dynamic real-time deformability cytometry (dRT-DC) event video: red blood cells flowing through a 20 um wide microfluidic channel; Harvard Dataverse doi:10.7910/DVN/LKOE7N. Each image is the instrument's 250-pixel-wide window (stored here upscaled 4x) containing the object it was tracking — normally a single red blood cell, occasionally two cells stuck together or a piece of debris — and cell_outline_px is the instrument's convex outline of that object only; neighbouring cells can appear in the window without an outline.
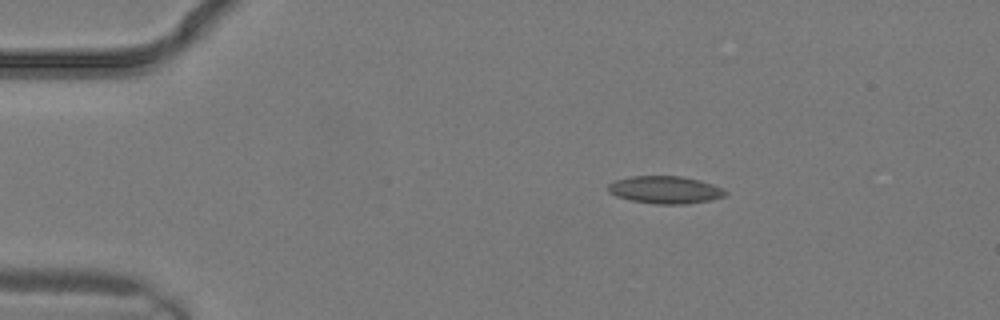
{"species": "common noctule bat (a hibernating species)", "species_latin": "Nyctalus noctula", "temperature_condition": "warm", "stored_images_in_passage": 2, "camera_frame_rate_fps": 3000, "um_per_image_px": 0.085, "animal": {"sex": "male", "body_mass_g": 19.2, "forearm_length_mm": 51.8}, "frame": {"image": 1, "passage_image": 1, "time_ms": 0.0, "image_size_px": [1000, 320], "cell_outline_px": [[728, 192], [724, 196], [712, 200], [688, 204], [656, 204], [632, 200], [616, 196], [608, 192], [608, 184], [616, 180], [632, 176], [680, 176], [700, 180], [724, 188]], "centroid_in_image_um": [56.57, 16.14], "position_along_channel_um": 28.4, "area_um2": 18.84}}